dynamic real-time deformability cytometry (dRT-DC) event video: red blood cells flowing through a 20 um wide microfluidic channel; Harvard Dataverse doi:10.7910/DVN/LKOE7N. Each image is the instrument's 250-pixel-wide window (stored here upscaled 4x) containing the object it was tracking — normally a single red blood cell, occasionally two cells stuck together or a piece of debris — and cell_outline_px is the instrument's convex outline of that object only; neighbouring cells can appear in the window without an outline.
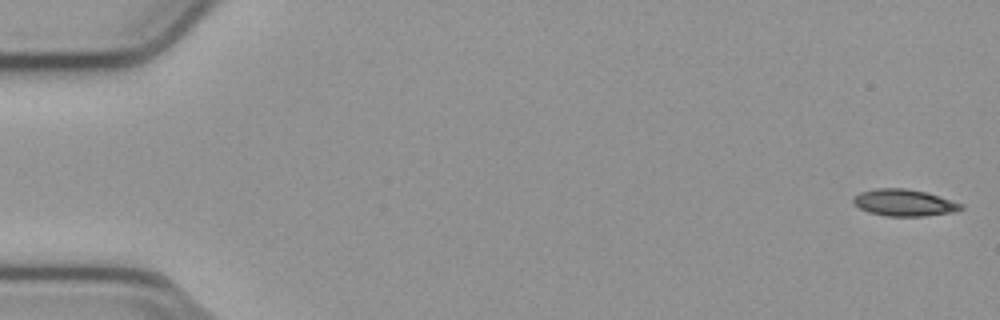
{"species": "common noctule bat (a hibernating species)", "species_latin": "Nyctalus noctula", "temperature_condition": "cold", "stored_images_in_passage": 52, "camera_frame_rate_fps": 3000, "um_per_image_px": 0.085, "animal": {"sex": "male", "body_mass_g": 23.1, "forearm_length_mm": 52.7}, "frame": {"image": 1, "passage_image": 1, "time_ms": 0.0, "image_size_px": [1000, 320], "cell_outline_px": [[964, 208], [952, 212], [924, 216], [888, 216], [868, 212], [860, 208], [852, 200], [860, 192], [876, 188], [904, 188], [928, 192], [964, 204]], "centroid_in_image_um": [76.89, 17.22], "position_along_channel_um": 8.1, "area_um2": 16.76}}
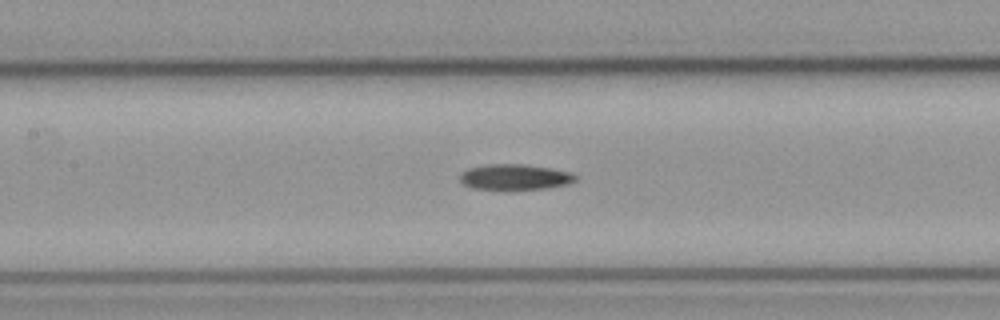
{"frame": {"image": 2, "passage_image": 25, "time_ms": 8.0, "image_size_px": [1000, 320], "cell_outline_px": [[576, 180], [568, 184], [548, 188], [512, 192], [504, 192], [472, 188], [464, 184], [460, 180], [460, 172], [468, 168], [488, 164], [524, 164], [572, 172], [576, 176]], "centroid_in_image_um": [43.73, 15.09], "position_along_channel_um": 163.7, "area_um2": 18.09}}
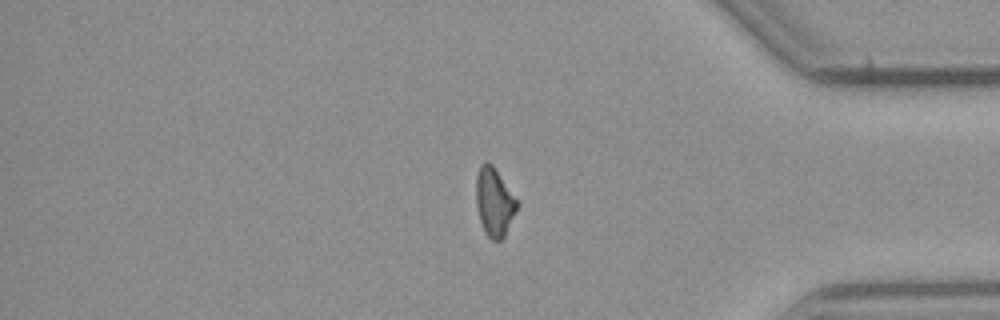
{"frame": {"image": 3, "passage_image": 45, "time_ms": 14.667, "image_size_px": [1000, 320], "cell_outline_px": [[520, 204], [504, 236], [500, 240], [492, 240], [484, 232], [480, 220], [476, 204], [476, 176], [480, 164], [484, 160], [488, 160], [492, 164]], "centroid_in_image_um": [42.01, 17.14], "position_along_channel_um": 393.2, "area_um2": 16.36}}